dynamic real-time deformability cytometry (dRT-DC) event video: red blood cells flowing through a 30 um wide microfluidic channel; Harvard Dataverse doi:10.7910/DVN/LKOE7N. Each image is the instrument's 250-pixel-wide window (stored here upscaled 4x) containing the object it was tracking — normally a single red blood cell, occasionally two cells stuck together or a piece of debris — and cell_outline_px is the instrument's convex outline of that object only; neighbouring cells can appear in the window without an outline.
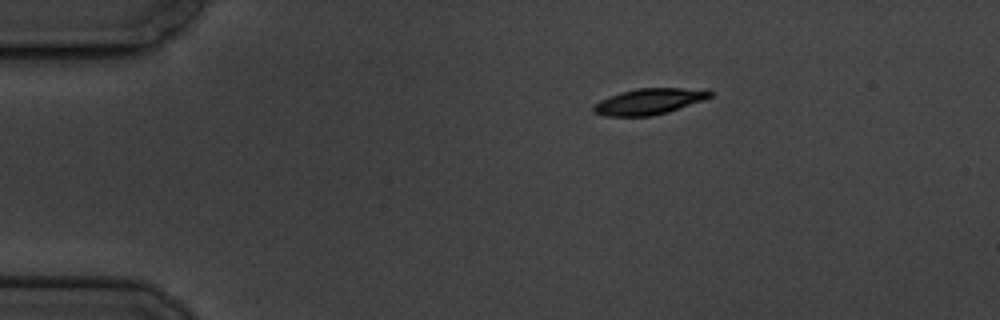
{"species": "common noctule bat (a hibernating species)", "species_latin": "Nyctalus noctula", "temperature_condition": "cold", "stored_images_in_passage": 3, "camera_frame_rate_fps": 3000, "um_per_image_px": 0.085, "animal": {"sex": "male", "body_mass_g": 19.5, "forearm_length_mm": 54.6}, "frame": {"image": 1, "passage_image": 1, "time_ms": 0.0, "image_size_px": [1000, 320], "cell_outline_px": [[712, 96], [704, 100], [668, 112], [652, 116], [604, 116], [592, 112], [592, 104], [608, 96], [620, 92], [636, 88], [708, 88], [712, 92]], "centroid_in_image_um": [55.17, 8.61], "position_along_channel_um": 29.8, "area_um2": 18.03}}